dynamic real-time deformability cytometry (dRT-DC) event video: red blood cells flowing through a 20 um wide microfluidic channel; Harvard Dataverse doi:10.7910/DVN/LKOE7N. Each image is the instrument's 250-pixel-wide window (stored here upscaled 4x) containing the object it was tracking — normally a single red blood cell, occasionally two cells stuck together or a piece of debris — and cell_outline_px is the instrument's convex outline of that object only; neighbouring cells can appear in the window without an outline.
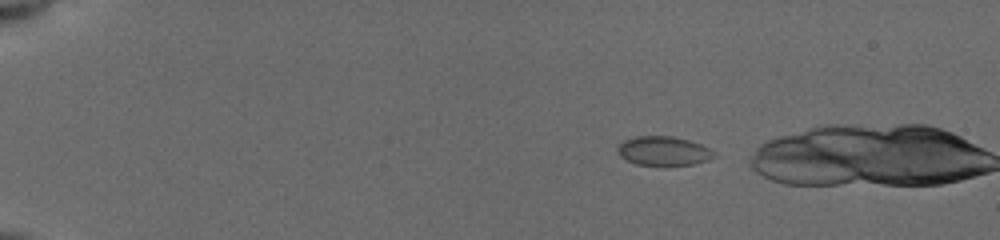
{"species": "common noctule bat (a hibernating species)", "species_latin": "Nyctalus noctula", "temperature_condition": "cold", "stored_images_in_passage": 40, "camera_frame_rate_fps": 3000, "um_per_image_px": 0.085, "animal": {"sex": "female", "body_mass_g": 19.5, "forearm_length_mm": 54.1}, "frame": {"image": 1, "passage_image": 1, "time_ms": 0.0, "image_size_px": [1000, 240], "cell_outline_px": [[716, 156], [708, 160], [692, 164], [636, 164], [620, 156], [616, 148], [624, 140], [636, 136], [672, 136], [688, 140], [700, 144], [716, 152]], "centroid_in_image_um": [56.4, 12.81], "position_along_channel_um": 28.6, "area_um2": 16.07}}
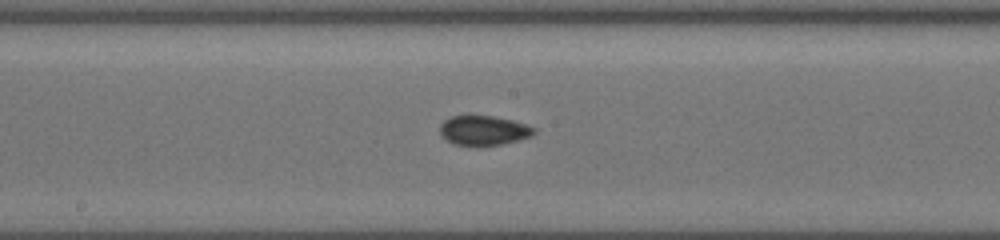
{"frame": {"image": 2, "passage_image": 22, "time_ms": 7.0, "image_size_px": [1000, 240], "cell_outline_px": [[536, 132], [532, 136], [500, 144], [456, 144], [448, 140], [440, 132], [440, 124], [444, 120], [452, 116], [464, 112], [468, 112], [492, 116], [512, 120], [536, 128]], "centroid_in_image_um": [41.09, 11.01], "position_along_channel_um": 207.1, "area_um2": 16.3}}
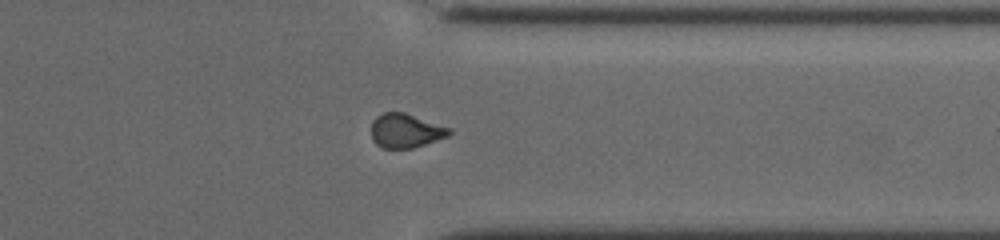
{"frame": {"image": 3, "passage_image": 35, "time_ms": 11.333, "image_size_px": [1000, 240], "cell_outline_px": [[452, 132], [448, 136], [412, 148], [384, 148], [376, 144], [372, 140], [372, 120], [376, 116], [384, 112], [404, 112], [452, 128]], "centroid_in_image_um": [34.48, 11.1], "position_along_channel_um": 376.9, "area_um2": 15.49}}